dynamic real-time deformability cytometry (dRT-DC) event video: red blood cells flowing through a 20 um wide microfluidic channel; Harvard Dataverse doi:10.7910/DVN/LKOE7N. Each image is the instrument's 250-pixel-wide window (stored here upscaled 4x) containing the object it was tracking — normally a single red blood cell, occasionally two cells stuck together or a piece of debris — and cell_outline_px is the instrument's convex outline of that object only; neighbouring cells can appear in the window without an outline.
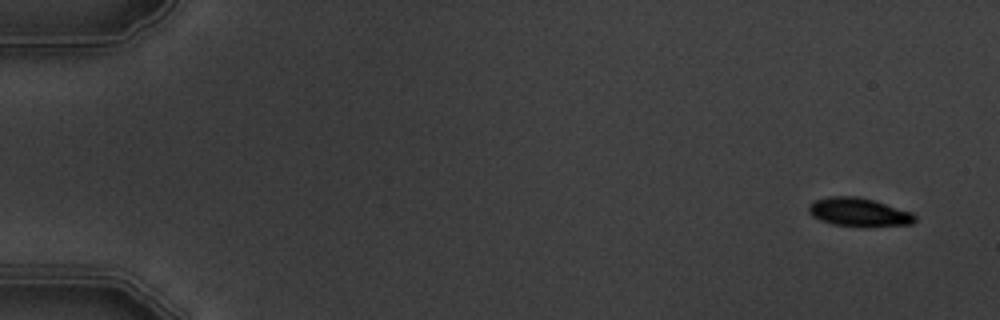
{"species": "common noctule bat (a hibernating species)", "species_latin": "Nyctalus noctula", "temperature_condition": "warm", "stored_images_in_passage": 9, "camera_frame_rate_fps": 3000, "um_per_image_px": 0.085, "animal": {"sex": "male", "body_mass_g": 19.5, "forearm_length_mm": 54.6}, "frame": {"image": 1, "passage_image": 1, "time_ms": 0.0, "image_size_px": [1000, 320], "cell_outline_px": [[916, 220], [912, 224], [860, 228], [832, 224], [820, 220], [812, 216], [808, 212], [808, 204], [816, 200], [828, 196], [856, 196], [872, 200], [912, 212], [916, 216]], "centroid_in_image_um": [72.99, 18.06], "position_along_channel_um": 12.0, "area_um2": 17.98}}
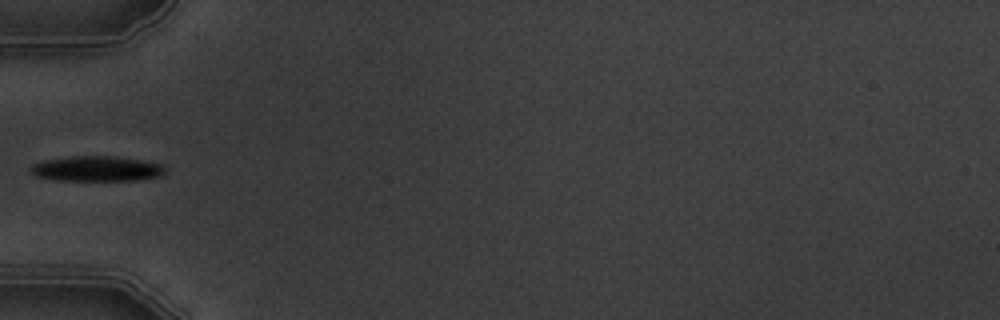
{"frame": {"image": 2, "passage_image": 6, "time_ms": 5.667, "image_size_px": [1000, 320], "cell_outline_px": [[164, 172], [160, 176], [136, 180], [60, 180], [36, 176], [32, 172], [32, 164], [44, 160], [72, 156], [112, 156], [140, 160], [160, 164], [164, 168]], "centroid_in_image_um": [8.21, 14.33], "position_along_channel_um": 76.8, "area_um2": 19.36}}